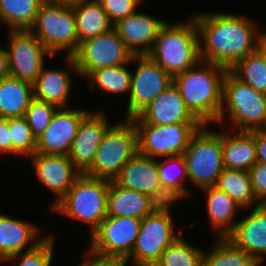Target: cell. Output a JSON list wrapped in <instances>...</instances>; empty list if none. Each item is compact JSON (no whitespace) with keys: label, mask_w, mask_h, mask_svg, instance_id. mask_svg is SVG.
Masks as SVG:
<instances>
[{"label":"cell","mask_w":266,"mask_h":266,"mask_svg":"<svg viewBox=\"0 0 266 266\" xmlns=\"http://www.w3.org/2000/svg\"><path fill=\"white\" fill-rule=\"evenodd\" d=\"M199 36V54L203 61L230 69L238 60L262 45L264 32L257 31L254 20L231 13L193 15Z\"/></svg>","instance_id":"obj_1"},{"label":"cell","mask_w":266,"mask_h":266,"mask_svg":"<svg viewBox=\"0 0 266 266\" xmlns=\"http://www.w3.org/2000/svg\"><path fill=\"white\" fill-rule=\"evenodd\" d=\"M228 70L224 66L200 60L195 66L173 77L186 107L202 125H210L209 122L217 124L223 81Z\"/></svg>","instance_id":"obj_2"},{"label":"cell","mask_w":266,"mask_h":266,"mask_svg":"<svg viewBox=\"0 0 266 266\" xmlns=\"http://www.w3.org/2000/svg\"><path fill=\"white\" fill-rule=\"evenodd\" d=\"M147 55L172 77L198 64L199 36L193 16L184 23L166 22Z\"/></svg>","instance_id":"obj_3"},{"label":"cell","mask_w":266,"mask_h":266,"mask_svg":"<svg viewBox=\"0 0 266 266\" xmlns=\"http://www.w3.org/2000/svg\"><path fill=\"white\" fill-rule=\"evenodd\" d=\"M110 180L80 174L51 210L90 225V235L107 217Z\"/></svg>","instance_id":"obj_4"},{"label":"cell","mask_w":266,"mask_h":266,"mask_svg":"<svg viewBox=\"0 0 266 266\" xmlns=\"http://www.w3.org/2000/svg\"><path fill=\"white\" fill-rule=\"evenodd\" d=\"M228 113L231 130L254 131L266 128V93L256 91L229 70L223 81L222 104L217 123Z\"/></svg>","instance_id":"obj_5"},{"label":"cell","mask_w":266,"mask_h":266,"mask_svg":"<svg viewBox=\"0 0 266 266\" xmlns=\"http://www.w3.org/2000/svg\"><path fill=\"white\" fill-rule=\"evenodd\" d=\"M137 152V128L133 119L126 118L108 127L92 166L84 174L112 181Z\"/></svg>","instance_id":"obj_6"},{"label":"cell","mask_w":266,"mask_h":266,"mask_svg":"<svg viewBox=\"0 0 266 266\" xmlns=\"http://www.w3.org/2000/svg\"><path fill=\"white\" fill-rule=\"evenodd\" d=\"M29 30L53 56L63 50L67 53L66 56H73L80 45L73 6L45 0Z\"/></svg>","instance_id":"obj_7"},{"label":"cell","mask_w":266,"mask_h":266,"mask_svg":"<svg viewBox=\"0 0 266 266\" xmlns=\"http://www.w3.org/2000/svg\"><path fill=\"white\" fill-rule=\"evenodd\" d=\"M214 131L202 125L183 154L188 179L200 189L216 185L224 169L221 133Z\"/></svg>","instance_id":"obj_8"},{"label":"cell","mask_w":266,"mask_h":266,"mask_svg":"<svg viewBox=\"0 0 266 266\" xmlns=\"http://www.w3.org/2000/svg\"><path fill=\"white\" fill-rule=\"evenodd\" d=\"M134 54L126 47L117 30L112 28L106 33L89 38L80 43L73 56H66L68 69L82 77L104 67L132 63Z\"/></svg>","instance_id":"obj_9"},{"label":"cell","mask_w":266,"mask_h":266,"mask_svg":"<svg viewBox=\"0 0 266 266\" xmlns=\"http://www.w3.org/2000/svg\"><path fill=\"white\" fill-rule=\"evenodd\" d=\"M138 134V152L153 159L184 154L191 136L202 124H145L132 118Z\"/></svg>","instance_id":"obj_10"},{"label":"cell","mask_w":266,"mask_h":266,"mask_svg":"<svg viewBox=\"0 0 266 266\" xmlns=\"http://www.w3.org/2000/svg\"><path fill=\"white\" fill-rule=\"evenodd\" d=\"M132 62L138 63L131 75L130 94L126 118H134L156 97L173 84V77L148 55H134Z\"/></svg>","instance_id":"obj_11"},{"label":"cell","mask_w":266,"mask_h":266,"mask_svg":"<svg viewBox=\"0 0 266 266\" xmlns=\"http://www.w3.org/2000/svg\"><path fill=\"white\" fill-rule=\"evenodd\" d=\"M171 215L149 214L142 219L132 254L127 258L135 266H154L162 253L179 236Z\"/></svg>","instance_id":"obj_12"},{"label":"cell","mask_w":266,"mask_h":266,"mask_svg":"<svg viewBox=\"0 0 266 266\" xmlns=\"http://www.w3.org/2000/svg\"><path fill=\"white\" fill-rule=\"evenodd\" d=\"M8 42L9 75L33 85L45 56L53 55L30 30H10Z\"/></svg>","instance_id":"obj_13"},{"label":"cell","mask_w":266,"mask_h":266,"mask_svg":"<svg viewBox=\"0 0 266 266\" xmlns=\"http://www.w3.org/2000/svg\"><path fill=\"white\" fill-rule=\"evenodd\" d=\"M142 220L107 216L90 235L93 250L128 258L134 249Z\"/></svg>","instance_id":"obj_14"},{"label":"cell","mask_w":266,"mask_h":266,"mask_svg":"<svg viewBox=\"0 0 266 266\" xmlns=\"http://www.w3.org/2000/svg\"><path fill=\"white\" fill-rule=\"evenodd\" d=\"M58 108L49 126L36 139L35 153L68 155L82 119L89 111Z\"/></svg>","instance_id":"obj_15"},{"label":"cell","mask_w":266,"mask_h":266,"mask_svg":"<svg viewBox=\"0 0 266 266\" xmlns=\"http://www.w3.org/2000/svg\"><path fill=\"white\" fill-rule=\"evenodd\" d=\"M108 121L107 115L101 111L89 112L82 119L68 154L81 174L92 166L102 138L111 125Z\"/></svg>","instance_id":"obj_16"},{"label":"cell","mask_w":266,"mask_h":266,"mask_svg":"<svg viewBox=\"0 0 266 266\" xmlns=\"http://www.w3.org/2000/svg\"><path fill=\"white\" fill-rule=\"evenodd\" d=\"M33 161L35 174L56 198L52 208L68 192L75 179L81 174L73 165L68 155L34 153L29 156Z\"/></svg>","instance_id":"obj_17"},{"label":"cell","mask_w":266,"mask_h":266,"mask_svg":"<svg viewBox=\"0 0 266 266\" xmlns=\"http://www.w3.org/2000/svg\"><path fill=\"white\" fill-rule=\"evenodd\" d=\"M235 223L226 239L261 265L266 255V204L256 205L247 217Z\"/></svg>","instance_id":"obj_18"},{"label":"cell","mask_w":266,"mask_h":266,"mask_svg":"<svg viewBox=\"0 0 266 266\" xmlns=\"http://www.w3.org/2000/svg\"><path fill=\"white\" fill-rule=\"evenodd\" d=\"M137 117L145 124H201L188 110L174 83L156 97Z\"/></svg>","instance_id":"obj_19"},{"label":"cell","mask_w":266,"mask_h":266,"mask_svg":"<svg viewBox=\"0 0 266 266\" xmlns=\"http://www.w3.org/2000/svg\"><path fill=\"white\" fill-rule=\"evenodd\" d=\"M165 23V20L135 11L116 23L114 28L134 55H147Z\"/></svg>","instance_id":"obj_20"},{"label":"cell","mask_w":266,"mask_h":266,"mask_svg":"<svg viewBox=\"0 0 266 266\" xmlns=\"http://www.w3.org/2000/svg\"><path fill=\"white\" fill-rule=\"evenodd\" d=\"M39 231L31 223L0 214V262L24 252L23 250L28 251L35 248L45 238L33 240L37 239L35 237H38ZM32 241L34 242L31 243ZM28 243L31 245L27 248Z\"/></svg>","instance_id":"obj_21"},{"label":"cell","mask_w":266,"mask_h":266,"mask_svg":"<svg viewBox=\"0 0 266 266\" xmlns=\"http://www.w3.org/2000/svg\"><path fill=\"white\" fill-rule=\"evenodd\" d=\"M114 181L127 189L149 194L160 187L157 159L137 152L121 169Z\"/></svg>","instance_id":"obj_22"},{"label":"cell","mask_w":266,"mask_h":266,"mask_svg":"<svg viewBox=\"0 0 266 266\" xmlns=\"http://www.w3.org/2000/svg\"><path fill=\"white\" fill-rule=\"evenodd\" d=\"M221 146L226 169L248 171L257 162L255 138L251 132L224 131L221 133Z\"/></svg>","instance_id":"obj_23"},{"label":"cell","mask_w":266,"mask_h":266,"mask_svg":"<svg viewBox=\"0 0 266 266\" xmlns=\"http://www.w3.org/2000/svg\"><path fill=\"white\" fill-rule=\"evenodd\" d=\"M46 69L44 66L37 80L33 84L34 98L56 105L58 108H67L72 88L71 69Z\"/></svg>","instance_id":"obj_24"},{"label":"cell","mask_w":266,"mask_h":266,"mask_svg":"<svg viewBox=\"0 0 266 266\" xmlns=\"http://www.w3.org/2000/svg\"><path fill=\"white\" fill-rule=\"evenodd\" d=\"M201 190L207 195V212L212 229L218 234L216 238H226L236 225V223L233 224L236 213L242 208L215 185L201 188Z\"/></svg>","instance_id":"obj_25"},{"label":"cell","mask_w":266,"mask_h":266,"mask_svg":"<svg viewBox=\"0 0 266 266\" xmlns=\"http://www.w3.org/2000/svg\"><path fill=\"white\" fill-rule=\"evenodd\" d=\"M149 215L148 195L124 188L110 181L107 196V216L143 219Z\"/></svg>","instance_id":"obj_26"},{"label":"cell","mask_w":266,"mask_h":266,"mask_svg":"<svg viewBox=\"0 0 266 266\" xmlns=\"http://www.w3.org/2000/svg\"><path fill=\"white\" fill-rule=\"evenodd\" d=\"M33 99L32 84L10 75L0 79V118L24 116Z\"/></svg>","instance_id":"obj_27"},{"label":"cell","mask_w":266,"mask_h":266,"mask_svg":"<svg viewBox=\"0 0 266 266\" xmlns=\"http://www.w3.org/2000/svg\"><path fill=\"white\" fill-rule=\"evenodd\" d=\"M78 43L106 33L114 25L97 0H86L73 5Z\"/></svg>","instance_id":"obj_28"},{"label":"cell","mask_w":266,"mask_h":266,"mask_svg":"<svg viewBox=\"0 0 266 266\" xmlns=\"http://www.w3.org/2000/svg\"><path fill=\"white\" fill-rule=\"evenodd\" d=\"M215 186L242 209H249L256 202L261 204L253 193L249 171L224 168Z\"/></svg>","instance_id":"obj_29"},{"label":"cell","mask_w":266,"mask_h":266,"mask_svg":"<svg viewBox=\"0 0 266 266\" xmlns=\"http://www.w3.org/2000/svg\"><path fill=\"white\" fill-rule=\"evenodd\" d=\"M229 71L256 91L266 93V50L262 45L238 60Z\"/></svg>","instance_id":"obj_30"},{"label":"cell","mask_w":266,"mask_h":266,"mask_svg":"<svg viewBox=\"0 0 266 266\" xmlns=\"http://www.w3.org/2000/svg\"><path fill=\"white\" fill-rule=\"evenodd\" d=\"M45 0H0V15L10 30H29Z\"/></svg>","instance_id":"obj_31"},{"label":"cell","mask_w":266,"mask_h":266,"mask_svg":"<svg viewBox=\"0 0 266 266\" xmlns=\"http://www.w3.org/2000/svg\"><path fill=\"white\" fill-rule=\"evenodd\" d=\"M210 252H203L202 266H260L244 250L234 246L226 238H217Z\"/></svg>","instance_id":"obj_32"},{"label":"cell","mask_w":266,"mask_h":266,"mask_svg":"<svg viewBox=\"0 0 266 266\" xmlns=\"http://www.w3.org/2000/svg\"><path fill=\"white\" fill-rule=\"evenodd\" d=\"M130 63L120 66L104 67L92 71L86 78L90 81V86L105 90L115 94L126 93L130 94L131 75L132 72L125 67Z\"/></svg>","instance_id":"obj_33"},{"label":"cell","mask_w":266,"mask_h":266,"mask_svg":"<svg viewBox=\"0 0 266 266\" xmlns=\"http://www.w3.org/2000/svg\"><path fill=\"white\" fill-rule=\"evenodd\" d=\"M182 233L183 230L179 232V237L162 253L154 266H202L204 251L181 238L183 237Z\"/></svg>","instance_id":"obj_34"},{"label":"cell","mask_w":266,"mask_h":266,"mask_svg":"<svg viewBox=\"0 0 266 266\" xmlns=\"http://www.w3.org/2000/svg\"><path fill=\"white\" fill-rule=\"evenodd\" d=\"M164 159L162 161L157 159L160 186L174 187L179 189L187 198L191 196L189 194L192 193L183 183V180L188 178L183 154L164 157Z\"/></svg>","instance_id":"obj_35"},{"label":"cell","mask_w":266,"mask_h":266,"mask_svg":"<svg viewBox=\"0 0 266 266\" xmlns=\"http://www.w3.org/2000/svg\"><path fill=\"white\" fill-rule=\"evenodd\" d=\"M12 155L31 156L36 150V138L24 116L8 118Z\"/></svg>","instance_id":"obj_36"},{"label":"cell","mask_w":266,"mask_h":266,"mask_svg":"<svg viewBox=\"0 0 266 266\" xmlns=\"http://www.w3.org/2000/svg\"><path fill=\"white\" fill-rule=\"evenodd\" d=\"M54 240L53 234L45 236L35 248L13 255L3 261L15 262L19 260L17 266H50L52 263Z\"/></svg>","instance_id":"obj_37"},{"label":"cell","mask_w":266,"mask_h":266,"mask_svg":"<svg viewBox=\"0 0 266 266\" xmlns=\"http://www.w3.org/2000/svg\"><path fill=\"white\" fill-rule=\"evenodd\" d=\"M58 107L54 104L33 99L25 112V119L33 136L39 138L49 126Z\"/></svg>","instance_id":"obj_38"},{"label":"cell","mask_w":266,"mask_h":266,"mask_svg":"<svg viewBox=\"0 0 266 266\" xmlns=\"http://www.w3.org/2000/svg\"><path fill=\"white\" fill-rule=\"evenodd\" d=\"M186 196L174 187L160 186L148 194L149 214H170L173 203L184 199Z\"/></svg>","instance_id":"obj_39"},{"label":"cell","mask_w":266,"mask_h":266,"mask_svg":"<svg viewBox=\"0 0 266 266\" xmlns=\"http://www.w3.org/2000/svg\"><path fill=\"white\" fill-rule=\"evenodd\" d=\"M107 13L111 23L115 25L120 20L133 14L142 0H97Z\"/></svg>","instance_id":"obj_40"},{"label":"cell","mask_w":266,"mask_h":266,"mask_svg":"<svg viewBox=\"0 0 266 266\" xmlns=\"http://www.w3.org/2000/svg\"><path fill=\"white\" fill-rule=\"evenodd\" d=\"M85 252L84 261L78 266H127L128 259L121 256L103 254L93 250L91 247Z\"/></svg>","instance_id":"obj_41"},{"label":"cell","mask_w":266,"mask_h":266,"mask_svg":"<svg viewBox=\"0 0 266 266\" xmlns=\"http://www.w3.org/2000/svg\"><path fill=\"white\" fill-rule=\"evenodd\" d=\"M248 171L256 199L266 204V164L256 162Z\"/></svg>","instance_id":"obj_42"},{"label":"cell","mask_w":266,"mask_h":266,"mask_svg":"<svg viewBox=\"0 0 266 266\" xmlns=\"http://www.w3.org/2000/svg\"><path fill=\"white\" fill-rule=\"evenodd\" d=\"M4 153L12 154V141L10 139V131L8 119L0 118V155Z\"/></svg>","instance_id":"obj_43"},{"label":"cell","mask_w":266,"mask_h":266,"mask_svg":"<svg viewBox=\"0 0 266 266\" xmlns=\"http://www.w3.org/2000/svg\"><path fill=\"white\" fill-rule=\"evenodd\" d=\"M255 138L257 162L266 164V128L250 131Z\"/></svg>","instance_id":"obj_44"},{"label":"cell","mask_w":266,"mask_h":266,"mask_svg":"<svg viewBox=\"0 0 266 266\" xmlns=\"http://www.w3.org/2000/svg\"><path fill=\"white\" fill-rule=\"evenodd\" d=\"M9 76V61L7 49L0 46V79Z\"/></svg>","instance_id":"obj_45"},{"label":"cell","mask_w":266,"mask_h":266,"mask_svg":"<svg viewBox=\"0 0 266 266\" xmlns=\"http://www.w3.org/2000/svg\"><path fill=\"white\" fill-rule=\"evenodd\" d=\"M46 1L55 3V4H64L68 6H73L75 4L81 3L82 1H86V0H46Z\"/></svg>","instance_id":"obj_46"},{"label":"cell","mask_w":266,"mask_h":266,"mask_svg":"<svg viewBox=\"0 0 266 266\" xmlns=\"http://www.w3.org/2000/svg\"><path fill=\"white\" fill-rule=\"evenodd\" d=\"M262 46L265 48L266 50V32L263 33L262 36Z\"/></svg>","instance_id":"obj_47"},{"label":"cell","mask_w":266,"mask_h":266,"mask_svg":"<svg viewBox=\"0 0 266 266\" xmlns=\"http://www.w3.org/2000/svg\"><path fill=\"white\" fill-rule=\"evenodd\" d=\"M2 22H3V21H2L1 15H0V25H1Z\"/></svg>","instance_id":"obj_48"}]
</instances>
